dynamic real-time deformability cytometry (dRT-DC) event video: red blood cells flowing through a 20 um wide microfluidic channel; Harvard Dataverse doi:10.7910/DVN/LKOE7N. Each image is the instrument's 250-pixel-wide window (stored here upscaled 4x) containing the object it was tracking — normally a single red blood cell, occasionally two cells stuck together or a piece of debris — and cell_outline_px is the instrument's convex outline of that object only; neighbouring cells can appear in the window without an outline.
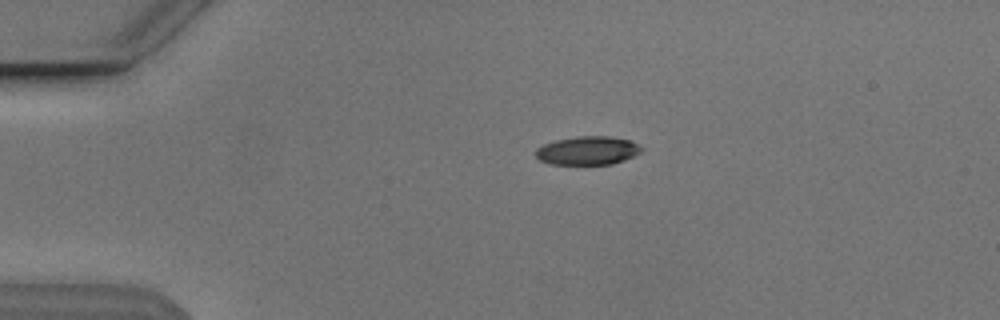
{"species": "Egyptian fruit bat (a non-hibernating species)", "species_latin": "Rousettus aegyptiacus", "temperature_condition": "cold", "stored_images_in_passage": 43, "camera_frame_rate_fps": 3000, "um_per_image_px": 0.085, "animal": {"sex": "male"}, "frame": {"image": 1, "passage_image": 1, "time_ms": 0.0, "image_size_px": [1000, 320], "cell_outline_px": [[644, 148], [640, 152], [624, 160], [612, 164], [548, 164], [540, 160], [536, 156], [536, 148], [544, 144], [556, 140], [580, 136], [608, 136], [628, 140]], "centroid_in_image_um": [49.93, 12.8], "position_along_channel_um": 35.1, "area_um2": 17.4}}
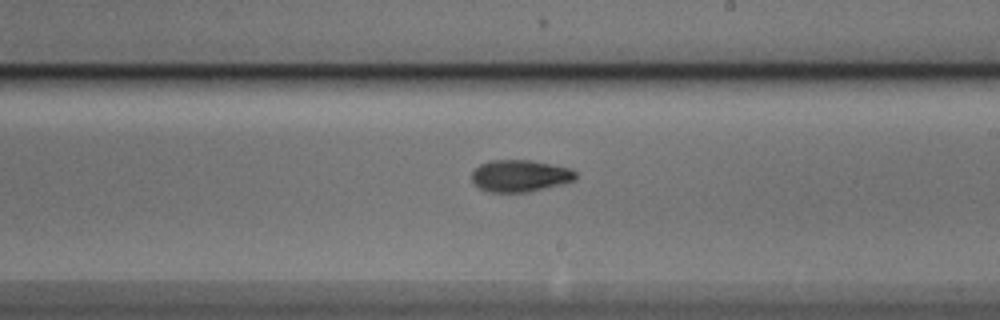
{"frame": {"image": 2, "passage_image": 21, "time_ms": 6.667, "image_size_px": [1000, 320], "cell_outline_px": [[576, 176], [572, 180], [560, 184], [528, 192], [488, 192], [480, 188], [472, 180], [472, 172], [480, 164], [492, 160], [532, 160], [572, 168], [576, 172]], "centroid_in_image_um": [44.19, 14.93], "position_along_channel_um": 244.8, "area_um2": 19.19}}
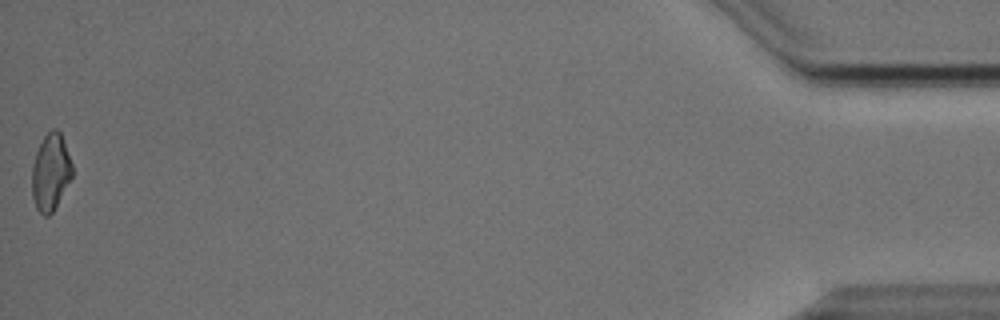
{"frame": {"image": 3, "passage_image": 43, "time_ms": 14.0, "image_size_px": [1000, 320], "cell_outline_px": [[72, 176], [52, 212], [48, 216], [44, 216], [36, 208], [32, 196], [32, 164], [36, 152], [44, 136], [52, 128], [56, 128], [60, 132], [72, 164]], "centroid_in_image_um": [4.28, 14.62], "position_along_channel_um": 430.9, "area_um2": 17.74}, "authors_computed_cell_mechanics": {"area_um2": 18.5538, "velocity_mm_per_s": 3.8468, "shape_relaxation_time_tau1_ms": 3.6946, "shape_relaxation_time_tau2_ms": 3.999, "deformation_change_tau1": 0.1508, "deformation_change_tau2": 0.1029}}